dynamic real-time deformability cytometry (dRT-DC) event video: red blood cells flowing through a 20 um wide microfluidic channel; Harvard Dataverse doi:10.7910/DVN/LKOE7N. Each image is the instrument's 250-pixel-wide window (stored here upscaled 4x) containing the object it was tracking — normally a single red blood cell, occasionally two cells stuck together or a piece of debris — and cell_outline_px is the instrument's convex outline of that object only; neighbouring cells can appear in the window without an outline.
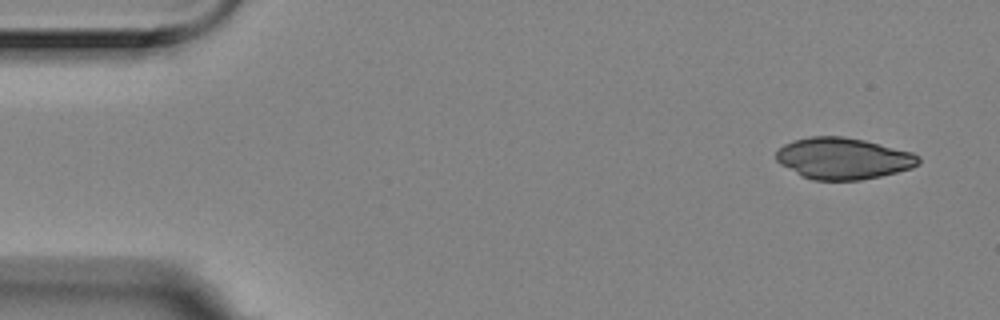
{"species": "Egyptian fruit bat (a non-hibernating species)", "species_latin": "Rousettus aegyptiacus", "temperature_condition": "room temperature", "stored_images_in_passage": 10, "camera_frame_rate_fps": 3000, "um_per_image_px": 0.085, "animal": {"sex": "female"}, "frame": {"image": 1, "passage_image": 1, "time_ms": 0.0, "image_size_px": [1000, 320], "cell_outline_px": [[920, 164], [912, 168], [880, 176], [860, 180], [812, 180], [800, 176], [780, 164], [776, 160], [776, 152], [784, 144], [792, 140], [812, 136], [844, 136], [864, 140], [912, 152], [920, 156]], "centroid_in_image_um": [71.66, 13.47], "position_along_channel_um": 13.3, "area_um2": 34.56}}